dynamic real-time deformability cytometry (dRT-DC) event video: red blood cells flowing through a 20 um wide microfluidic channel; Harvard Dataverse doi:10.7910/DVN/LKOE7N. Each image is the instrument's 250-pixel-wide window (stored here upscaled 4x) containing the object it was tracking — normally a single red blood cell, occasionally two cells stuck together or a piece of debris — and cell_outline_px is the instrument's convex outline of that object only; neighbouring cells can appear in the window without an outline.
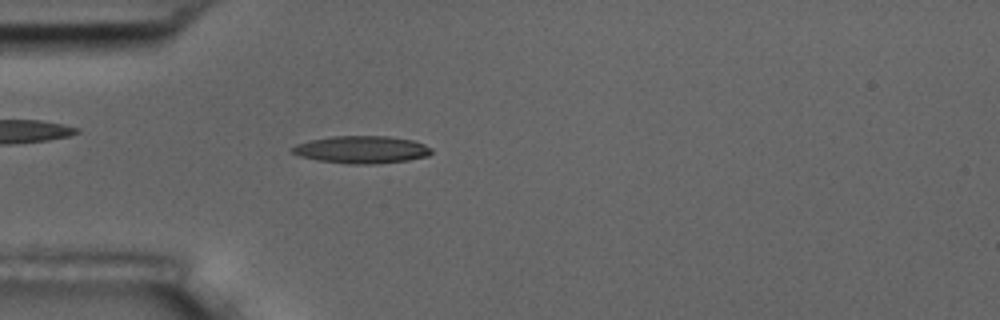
{"species": "common noctule bat (a hibernating species)", "species_latin": "Nyctalus noctula", "temperature_condition": "room temperature", "stored_images_in_passage": 41, "camera_frame_rate_fps": 3000, "um_per_image_px": 0.085, "animal": {"sex": "male", "body_mass_g": 17.5, "forearm_length_mm": 52.3}, "frame": {"image": 1, "passage_image": 1, "time_ms": 0.0, "image_size_px": [1000, 320], "cell_outline_px": [[432, 152], [428, 156], [408, 160], [376, 164], [348, 164], [316, 160], [300, 156], [292, 152], [288, 148], [296, 144], [308, 140], [332, 136], [388, 136], [412, 140], [424, 144], [432, 148]], "centroid_in_image_um": [30.71, 12.72], "position_along_channel_um": 54.3, "area_um2": 22.48}}
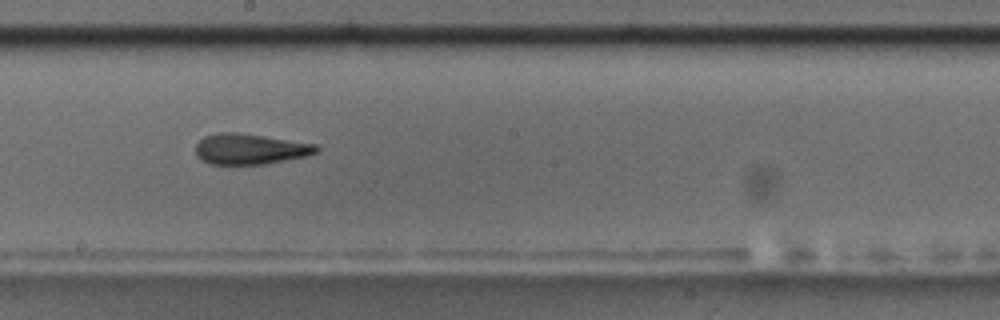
{"frame": {"image": 2, "passage_image": 16, "time_ms": 5.0, "image_size_px": [1000, 320], "cell_outline_px": [[320, 148], [316, 152], [304, 156], [264, 164], [208, 164], [196, 156], [196, 144], [204, 136], [220, 132], [236, 132], [264, 136], [316, 144]], "centroid_in_image_um": [21.21, 12.66], "position_along_channel_um": 227.0, "area_um2": 21.39}}
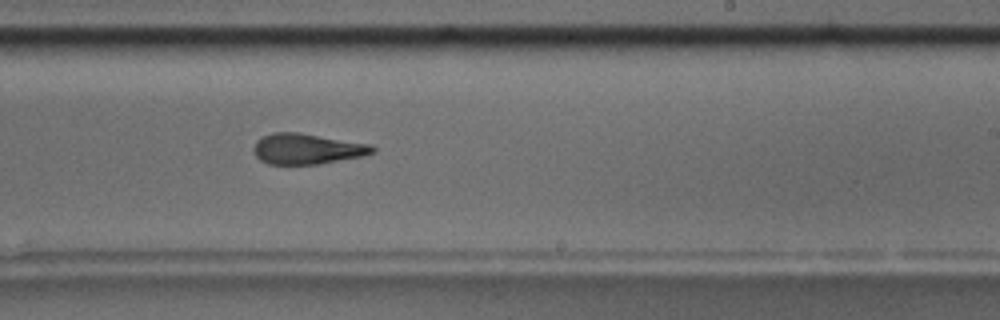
{"frame": {"image": 3, "passage_image": 19, "time_ms": 6.0, "image_size_px": [1000, 320], "cell_outline_px": [[376, 152], [360, 156], [320, 164], [268, 164], [260, 160], [252, 152], [252, 148], [256, 140], [272, 132], [296, 132], [372, 144], [376, 148]], "centroid_in_image_um": [26.07, 12.65], "position_along_channel_um": 262.9, "area_um2": 21.27}, "authors_computed_cell_mechanics": {"area_um2": 21.6172, "velocity_mm_per_s": 3.6055, "shape_relaxation_time_tau1_ms": null, "shape_relaxation_time_tau2_ms": 2.9067, "deformation_change_tau1": null, "deformation_change_tau2": 0.1284}}